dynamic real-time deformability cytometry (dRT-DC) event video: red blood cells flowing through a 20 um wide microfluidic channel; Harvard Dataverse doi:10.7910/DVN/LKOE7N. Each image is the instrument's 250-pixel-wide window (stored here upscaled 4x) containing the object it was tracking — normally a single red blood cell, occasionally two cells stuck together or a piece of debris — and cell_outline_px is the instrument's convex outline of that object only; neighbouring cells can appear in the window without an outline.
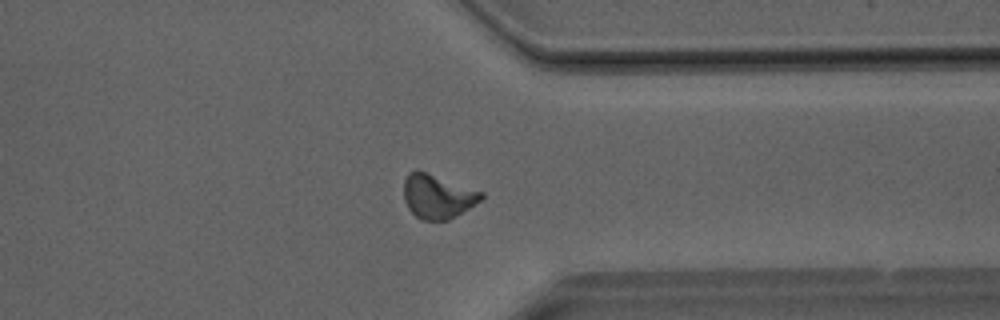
{"species": "Egyptian fruit bat (a non-hibernating species)", "species_latin": "Rousettus aegyptiacus", "temperature_condition": "room temperature", "stored_images_in_passage": 41, "camera_frame_rate_fps": 3000, "um_per_image_px": 0.085, "animal": {"sex": "male"}, "frame": {"image": 1, "passage_image": 32, "time_ms": 10.333, "image_size_px": [1000, 320], "cell_outline_px": [[484, 196], [480, 200], [456, 216], [448, 220], [420, 220], [408, 208], [404, 200], [404, 180], [408, 172], [424, 172], [484, 192]], "centroid_in_image_um": [37.18, 16.72], "position_along_channel_um": 374.2, "area_um2": 19.48}}
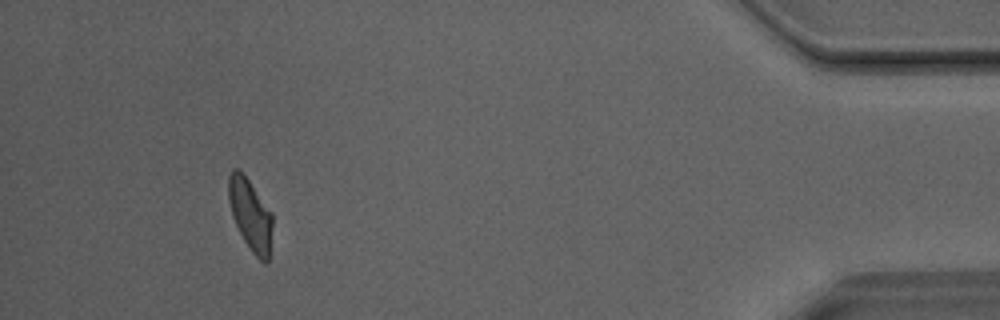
{"frame": {"image": 2, "passage_image": 38, "time_ms": 12.333, "image_size_px": [1000, 320], "cell_outline_px": [[272, 228], [268, 264], [264, 264], [252, 252], [244, 240], [232, 216], [228, 200], [228, 176], [232, 168], [240, 168], [244, 172], [272, 212]], "centroid_in_image_um": [21.28, 18.2], "position_along_channel_um": 413.9, "area_um2": 18.67}}